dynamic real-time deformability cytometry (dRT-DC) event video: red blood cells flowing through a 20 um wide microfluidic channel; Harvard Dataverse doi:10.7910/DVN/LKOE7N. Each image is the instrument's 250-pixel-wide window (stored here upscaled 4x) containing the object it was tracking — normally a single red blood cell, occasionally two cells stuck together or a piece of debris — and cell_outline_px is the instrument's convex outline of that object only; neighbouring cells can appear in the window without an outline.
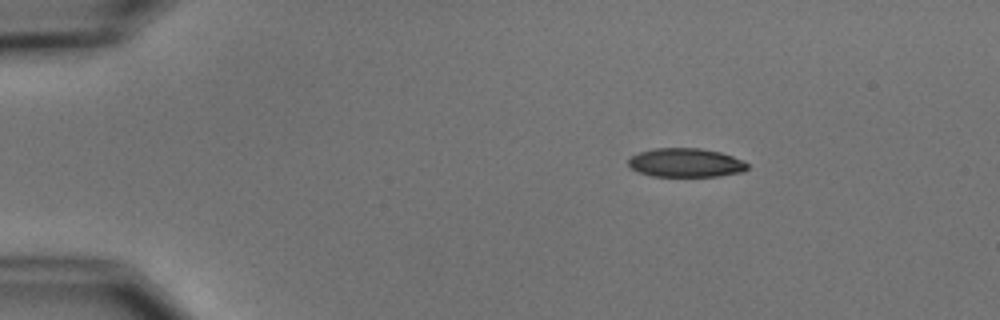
{"species": "common noctule bat (a hibernating species)", "species_latin": "Nyctalus noctula", "temperature_condition": "cold", "stored_images_in_passage": 5, "camera_frame_rate_fps": 3000, "um_per_image_px": 0.085, "animal": {"sex": "male", "body_mass_g": 15.6}, "frame": {"image": 1, "passage_image": 3, "time_ms": 2.333, "image_size_px": [1000, 320], "cell_outline_px": [[748, 168], [744, 172], [720, 176], [652, 176], [640, 172], [632, 168], [628, 164], [628, 160], [632, 156], [640, 152], [656, 148], [700, 148], [720, 152], [732, 156], [748, 164]], "centroid_in_image_um": [58.31, 13.83], "position_along_channel_um": 26.7, "area_um2": 19.88}}
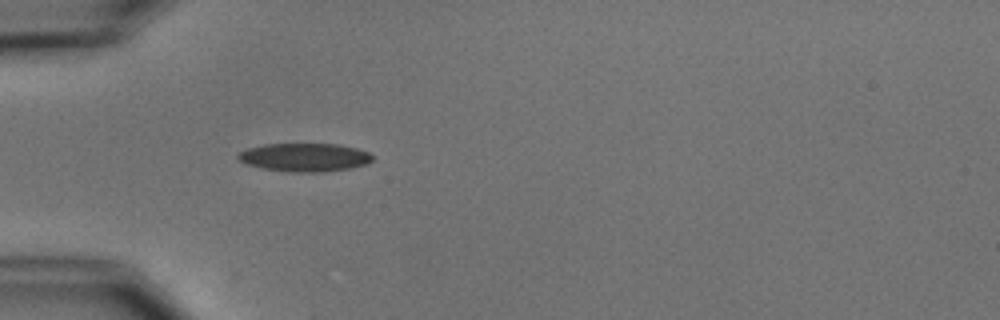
{"frame": {"image": 2, "passage_image": 5, "time_ms": 5.0, "image_size_px": [1000, 320], "cell_outline_px": [[372, 160], [368, 164], [352, 168], [324, 172], [288, 172], [264, 168], [244, 164], [236, 156], [240, 152], [248, 148], [264, 144], [336, 144], [356, 148], [368, 152], [372, 156]], "centroid_in_image_um": [25.9, 13.38], "position_along_channel_um": 59.1, "area_um2": 22.25}}